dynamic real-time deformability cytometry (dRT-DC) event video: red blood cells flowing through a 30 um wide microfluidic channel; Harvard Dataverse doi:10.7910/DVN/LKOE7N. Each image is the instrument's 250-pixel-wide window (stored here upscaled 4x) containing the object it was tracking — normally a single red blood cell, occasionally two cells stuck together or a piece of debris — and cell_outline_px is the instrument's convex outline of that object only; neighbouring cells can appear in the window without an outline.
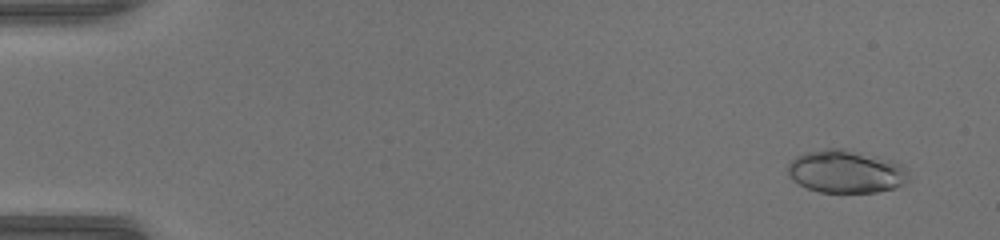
{"species": "common noctule bat (a hibernating species)", "species_latin": "Nyctalus noctula", "temperature_condition": "warm", "stored_images_in_passage": 51, "camera_frame_rate_fps": 3000, "um_per_image_px": 0.085, "animal": {"sex": "female", "body_mass_g": 17.0, "forearm_length_mm": 48.0}, "frame": {"image": 1, "passage_image": 4, "time_ms": 1.0, "image_size_px": [1000, 240], "cell_outline_px": [[908, 180], [904, 184], [896, 188], [876, 192], [820, 192], [808, 188], [792, 180], [788, 176], [788, 164], [796, 156], [804, 152], [824, 148], [844, 148], [892, 160], [900, 164], [908, 172]], "centroid_in_image_um": [71.89, 14.57], "position_along_channel_um": 13.1, "area_um2": 30.35}}
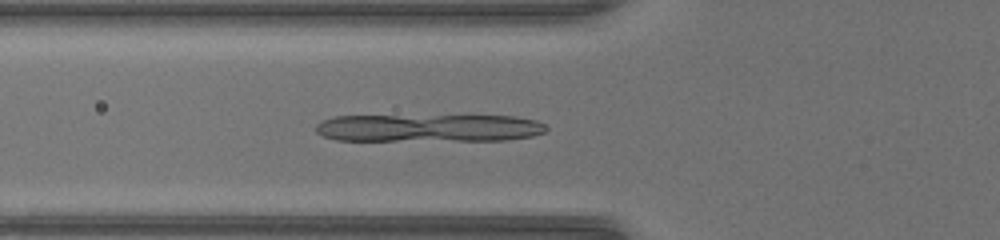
{"frame": {"image": 2, "passage_image": 20, "time_ms": 6.333, "image_size_px": [1000, 240], "cell_outline_px": [[548, 128], [544, 132], [532, 136], [508, 140], [336, 140], [324, 136], [316, 132], [316, 124], [324, 120], [336, 116], [516, 116], [536, 120], [544, 124]], "centroid_in_image_um": [36.48, 10.88], "position_along_channel_um": 89.3, "area_um2": 37.11}}